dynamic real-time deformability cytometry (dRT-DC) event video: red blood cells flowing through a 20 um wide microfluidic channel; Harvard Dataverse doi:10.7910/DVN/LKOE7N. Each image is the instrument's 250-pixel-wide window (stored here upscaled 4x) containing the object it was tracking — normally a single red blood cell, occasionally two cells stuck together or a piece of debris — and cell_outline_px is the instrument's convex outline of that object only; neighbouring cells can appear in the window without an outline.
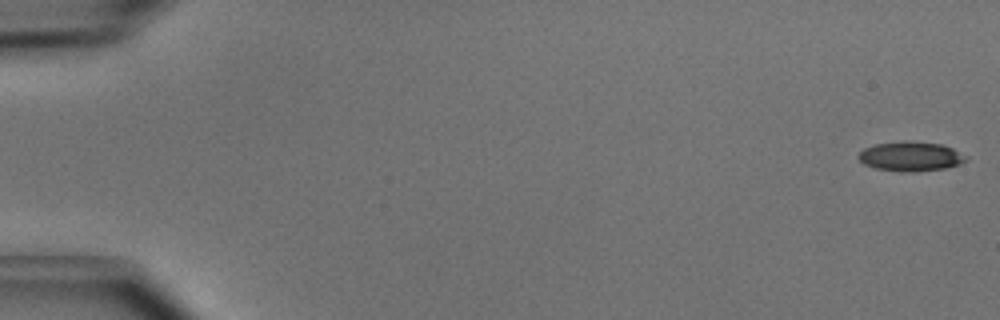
{"species": "common noctule bat (a hibernating species)", "species_latin": "Nyctalus noctula", "temperature_condition": "cold", "stored_images_in_passage": 5, "camera_frame_rate_fps": 3000, "um_per_image_px": 0.085, "animal": {"sex": "male", "body_mass_g": 15.6}, "frame": {"image": 1, "passage_image": 1, "time_ms": 0.0, "image_size_px": [1000, 320], "cell_outline_px": [[968, 160], [960, 164], [944, 168], [876, 168], [864, 164], [856, 156], [864, 148], [876, 144], [900, 140], [912, 140], [940, 144], [952, 148], [968, 156]], "centroid_in_image_um": [77.42, 13.2], "position_along_channel_um": 7.6, "area_um2": 17.57}}
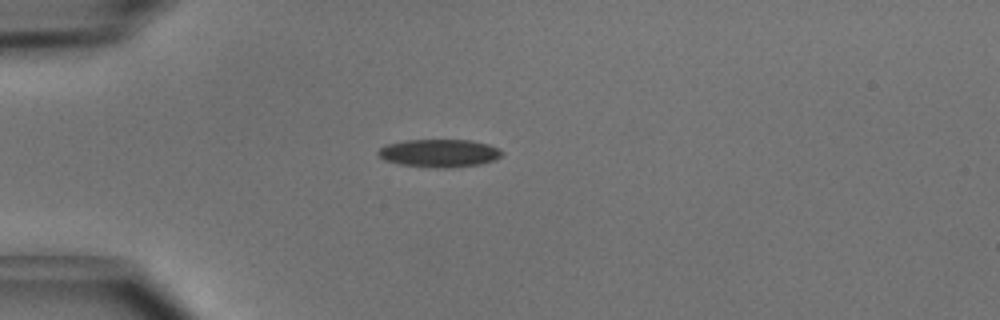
{"frame": {"image": 2, "passage_image": 4, "time_ms": 1.0, "image_size_px": [1000, 320], "cell_outline_px": [[504, 152], [496, 160], [480, 164], [448, 168], [432, 168], [400, 164], [384, 160], [376, 152], [384, 144], [404, 140], [472, 140], [488, 144], [500, 148]], "centroid_in_image_um": [37.34, 13.01], "position_along_channel_um": 47.7, "area_um2": 20.4}}